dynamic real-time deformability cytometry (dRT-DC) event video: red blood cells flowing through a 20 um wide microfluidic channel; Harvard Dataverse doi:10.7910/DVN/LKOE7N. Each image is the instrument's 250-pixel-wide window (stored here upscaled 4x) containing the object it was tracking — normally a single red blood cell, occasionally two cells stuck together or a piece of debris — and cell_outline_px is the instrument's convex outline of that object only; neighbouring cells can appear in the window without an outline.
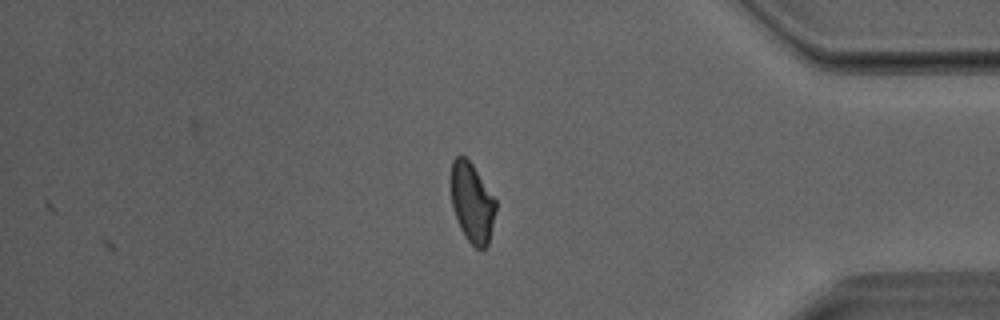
{"species": "Egyptian fruit bat (a non-hibernating species)", "species_latin": "Rousettus aegyptiacus", "temperature_condition": "room temperature", "stored_images_in_passage": 33, "camera_frame_rate_fps": 3000, "um_per_image_px": 0.085, "animal": {"sex": "male"}, "frame": {"image": 1, "passage_image": 33, "time_ms": 10.667, "image_size_px": [1000, 320], "cell_outline_px": [[496, 208], [488, 244], [484, 248], [476, 248], [464, 236], [460, 228], [452, 208], [452, 160], [456, 156], [464, 156], [472, 164], [496, 200]], "centroid_in_image_um": [40.13, 17.24], "position_along_channel_um": 395.1, "area_um2": 20.4}}